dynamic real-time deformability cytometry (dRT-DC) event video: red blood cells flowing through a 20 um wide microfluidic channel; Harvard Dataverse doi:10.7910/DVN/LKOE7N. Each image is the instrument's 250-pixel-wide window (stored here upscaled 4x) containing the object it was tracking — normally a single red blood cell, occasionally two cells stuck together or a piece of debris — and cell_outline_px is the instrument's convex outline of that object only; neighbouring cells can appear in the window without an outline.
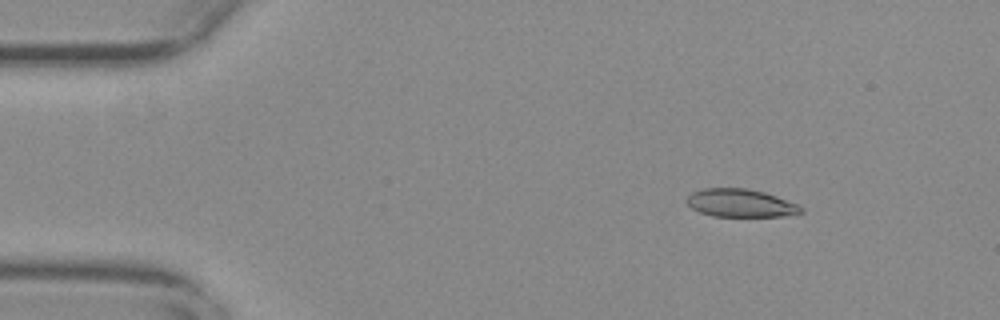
{"species": "common noctule bat (a hibernating species)", "species_latin": "Nyctalus noctula", "temperature_condition": "warm", "stored_images_in_passage": 54, "camera_frame_rate_fps": 3000, "um_per_image_px": 0.085, "animal": {"sex": "female", "body_mass_g": 29.2, "forearm_length_mm": 56.3}, "frame": {"image": 1, "passage_image": 7, "time_ms": 2.0, "image_size_px": [1000, 320], "cell_outline_px": [[804, 212], [780, 216], [712, 216], [700, 212], [692, 208], [688, 204], [688, 196], [692, 192], [704, 188], [748, 188], [764, 192], [800, 204], [804, 208]], "centroid_in_image_um": [62.99, 17.25], "position_along_channel_um": 22.0, "area_um2": 18.61}}
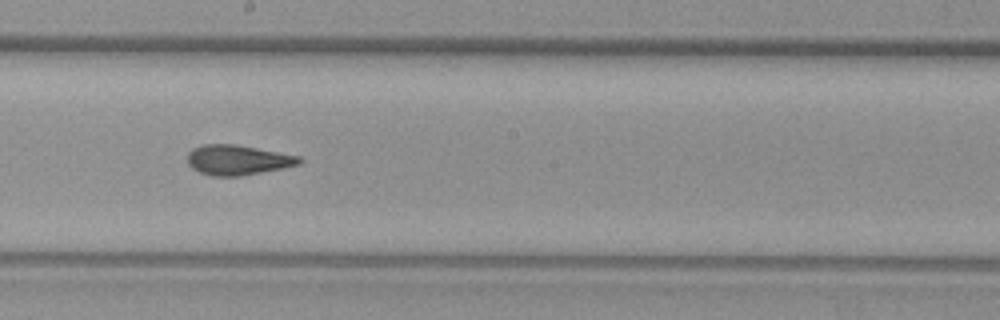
{"frame": {"image": 2, "passage_image": 30, "time_ms": 9.667, "image_size_px": [1000, 320], "cell_outline_px": [[304, 160], [300, 164], [240, 176], [212, 176], [200, 172], [192, 168], [188, 164], [188, 152], [192, 148], [204, 144], [236, 144], [300, 156]], "centroid_in_image_um": [20.19, 13.59], "position_along_channel_um": 228.0, "area_um2": 19.48}}
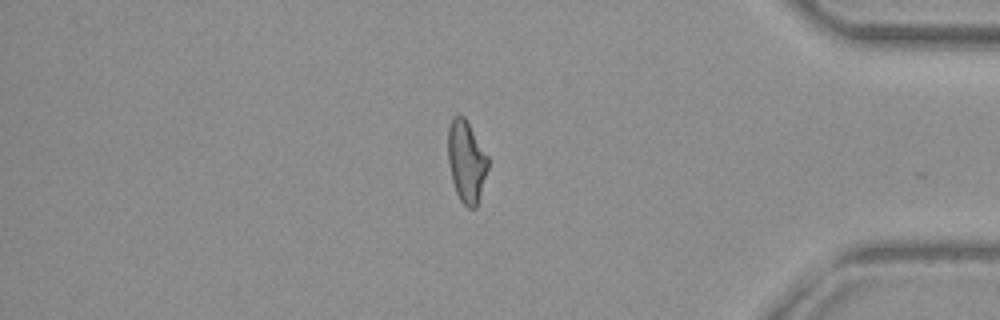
{"frame": {"image": 3, "passage_image": 46, "time_ms": 15.0, "image_size_px": [1000, 320], "cell_outline_px": [[488, 168], [476, 208], [468, 208], [460, 200], [456, 192], [452, 180], [448, 160], [448, 128], [452, 116], [464, 116], [488, 156]], "centroid_in_image_um": [39.63, 13.72], "position_along_channel_um": 395.6, "area_um2": 18.9}, "authors_computed_cell_mechanics": {"area_um2": 19.6231, "velocity_mm_per_s": 3.7527, "shape_relaxation_time_tau1_ms": null, "shape_relaxation_time_tau2_ms": 2.2321, "deformation_change_tau1": null, "deformation_change_tau2": 0.1032}}